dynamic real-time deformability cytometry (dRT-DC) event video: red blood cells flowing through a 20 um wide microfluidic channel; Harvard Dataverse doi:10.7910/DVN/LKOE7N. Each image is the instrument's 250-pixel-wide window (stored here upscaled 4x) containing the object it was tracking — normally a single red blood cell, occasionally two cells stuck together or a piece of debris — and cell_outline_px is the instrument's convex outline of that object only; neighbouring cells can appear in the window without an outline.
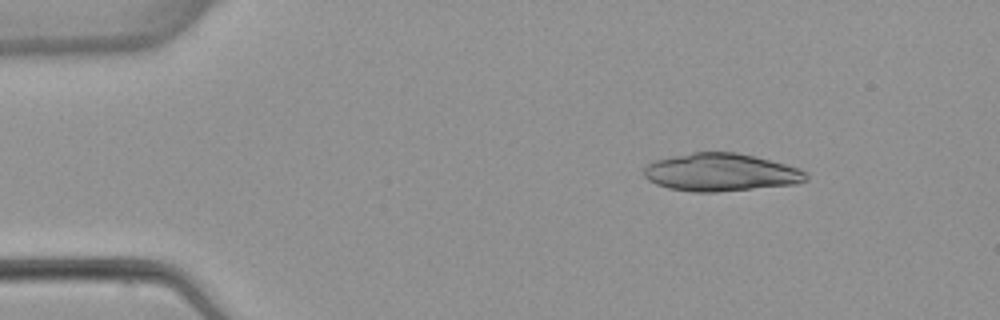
{"species": "common noctule bat (a hibernating species)", "species_latin": "Nyctalus noctula", "temperature_condition": "warm", "stored_images_in_passage": 4, "camera_frame_rate_fps": 3000, "um_per_image_px": 0.085, "animal": {"sex": "female", "body_mass_g": 22.7, "forearm_length_mm": 54.2}, "frame": {"image": 1, "passage_image": 2, "time_ms": 1.0, "image_size_px": [1000, 320], "cell_outline_px": [[808, 180], [796, 184], [716, 192], [692, 192], [668, 188], [656, 184], [648, 180], [644, 176], [644, 168], [652, 160], [692, 152], [736, 152], [800, 168], [808, 176]], "centroid_in_image_um": [61.23, 14.65], "position_along_channel_um": 23.8, "area_um2": 35.66}}